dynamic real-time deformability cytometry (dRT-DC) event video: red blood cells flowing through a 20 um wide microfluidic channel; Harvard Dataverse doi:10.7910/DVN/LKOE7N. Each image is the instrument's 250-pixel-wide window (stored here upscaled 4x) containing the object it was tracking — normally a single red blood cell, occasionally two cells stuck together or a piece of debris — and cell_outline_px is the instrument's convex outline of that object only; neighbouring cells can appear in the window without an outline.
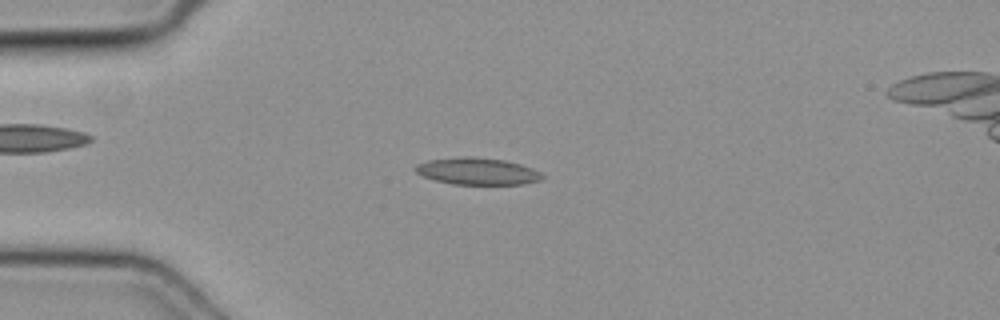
{"species": "common noctule bat (a hibernating species)", "species_latin": "Nyctalus noctula", "temperature_condition": "cold", "stored_images_in_passage": 49, "camera_frame_rate_fps": 3000, "um_per_image_px": 0.085, "animal": {"sex": "female", "body_mass_g": 19.3, "forearm_length_mm": 54.1}, "frame": {"image": 1, "passage_image": 13, "time_ms": 4.0, "image_size_px": [1000, 320], "cell_outline_px": [[544, 176], [540, 180], [524, 184], [452, 184], [436, 180], [424, 176], [416, 172], [412, 168], [416, 164], [428, 160], [460, 156], [472, 156], [504, 160], [520, 164], [532, 168], [540, 172]], "centroid_in_image_um": [40.55, 14.54], "position_along_channel_um": 44.4, "area_um2": 19.94}}
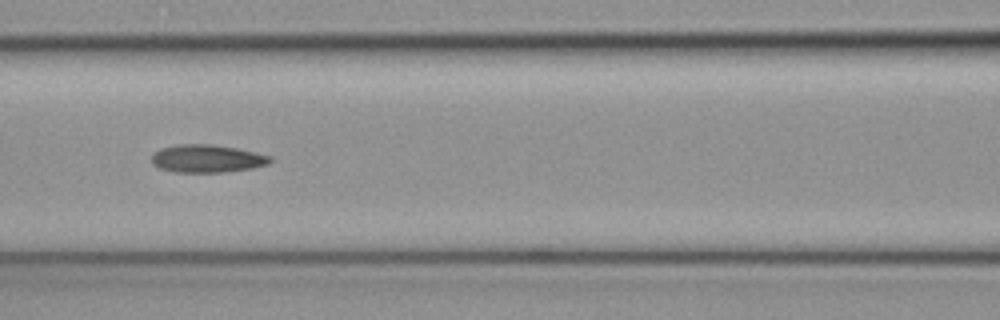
{"frame": {"image": 2, "passage_image": 22, "time_ms": 7.0, "image_size_px": [1000, 320], "cell_outline_px": [[272, 160], [268, 164], [252, 168], [224, 172], [172, 172], [160, 168], [152, 164], [152, 156], [156, 152], [164, 148], [180, 144], [208, 144], [236, 148], [272, 156]], "centroid_in_image_um": [17.62, 13.49], "position_along_channel_um": 149.0, "area_um2": 19.02}}
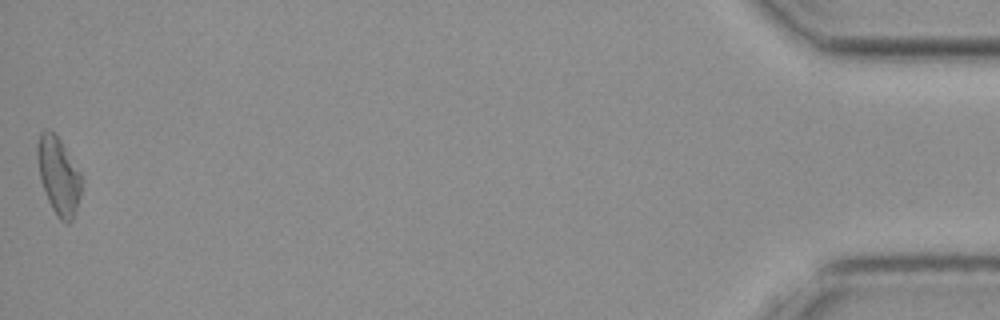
{"frame": {"image": 3, "passage_image": 49, "time_ms": 16.0, "image_size_px": [1000, 320], "cell_outline_px": [[80, 196], [72, 220], [68, 224], [64, 224], [56, 216], [48, 200], [40, 180], [36, 156], [36, 144], [40, 132], [44, 128], [48, 128], [60, 140], [80, 172]], "centroid_in_image_um": [4.93, 14.93], "position_along_channel_um": 430.3, "area_um2": 19.88}}